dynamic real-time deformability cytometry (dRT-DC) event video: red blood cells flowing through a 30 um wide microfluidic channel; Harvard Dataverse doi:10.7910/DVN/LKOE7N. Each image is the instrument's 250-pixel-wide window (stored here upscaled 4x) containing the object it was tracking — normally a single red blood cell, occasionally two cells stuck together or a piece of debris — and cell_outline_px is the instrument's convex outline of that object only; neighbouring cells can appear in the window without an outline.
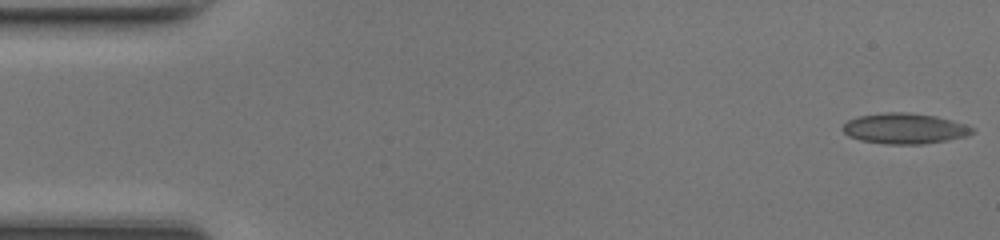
{"species": "common noctule bat (a hibernating species)", "species_latin": "Nyctalus noctula", "temperature_condition": "room temperature", "stored_images_in_passage": 48, "camera_frame_rate_fps": 3000, "um_per_image_px": 0.085, "animal": {"sex": "female", "body_mass_g": 17.0, "forearm_length_mm": 48.0}, "frame": {"image": 1, "passage_image": 1, "time_ms": 0.0, "image_size_px": [1000, 240], "cell_outline_px": [[976, 132], [968, 136], [948, 140], [924, 144], [888, 144], [860, 140], [848, 136], [840, 128], [848, 120], [856, 116], [884, 112], [908, 112], [936, 116], [952, 120], [976, 128]], "centroid_in_image_um": [76.91, 10.92], "position_along_channel_um": 8.1, "area_um2": 23.41}}
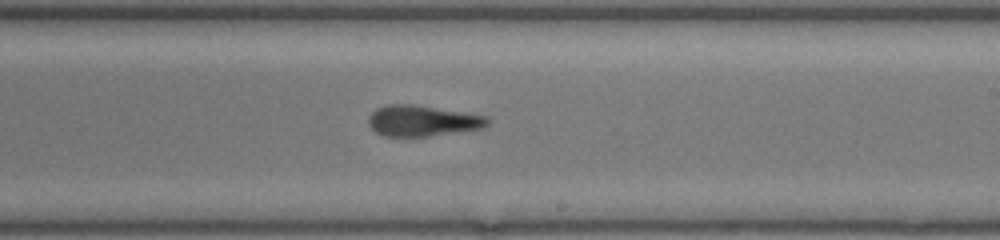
{"frame": {"image": 2, "passage_image": 28, "time_ms": 9.0, "image_size_px": [1000, 240], "cell_outline_px": [[488, 124], [484, 128], [428, 136], [384, 136], [376, 132], [368, 124], [368, 116], [376, 108], [388, 104], [416, 104], [488, 116]], "centroid_in_image_um": [35.89, 10.25], "position_along_channel_um": 253.1, "area_um2": 21.5}}
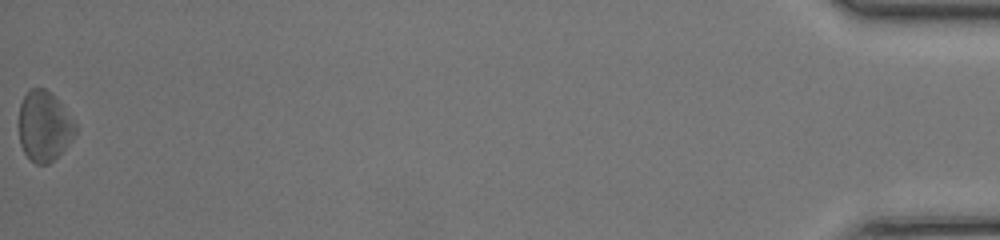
{"frame": {"image": 3, "passage_image": 48, "time_ms": 15.667, "image_size_px": [1000, 240], "cell_outline_px": [[80, 128], [72, 140], [48, 164], [36, 164], [24, 152], [20, 144], [20, 104], [24, 96], [32, 88], [44, 88], [64, 108]], "centroid_in_image_um": [3.78, 10.74], "position_along_channel_um": 431.4, "area_um2": 22.66}, "authors_computed_cell_mechanics": {"area_um2": 21.9929, "velocity_mm_per_s": 4.3063, "shape_relaxation_time_tau1_ms": 9.8406, "shape_relaxation_time_tau2_ms": 2.162, "deformation_change_tau1": 0.1775, "deformation_change_tau2": 0.0924}}